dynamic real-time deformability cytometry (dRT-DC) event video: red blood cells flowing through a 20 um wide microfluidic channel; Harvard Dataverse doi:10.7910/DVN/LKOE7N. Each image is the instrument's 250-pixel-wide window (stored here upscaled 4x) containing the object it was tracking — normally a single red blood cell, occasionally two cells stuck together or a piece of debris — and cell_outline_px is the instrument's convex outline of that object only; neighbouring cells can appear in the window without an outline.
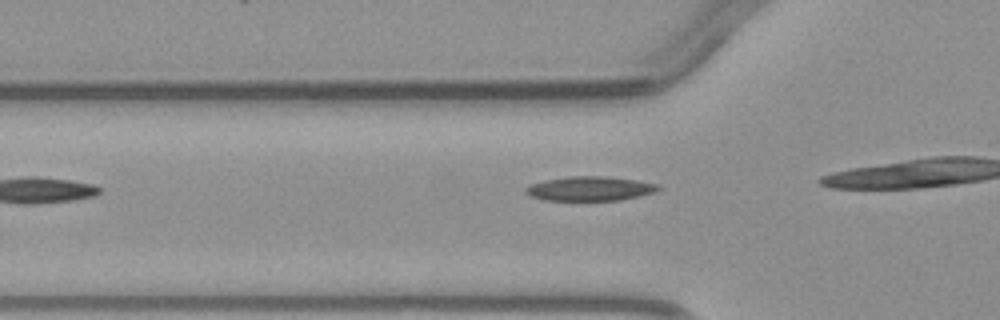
{"species": "common noctule bat (a hibernating species)", "species_latin": "Nyctalus noctula", "temperature_condition": "warm", "stored_images_in_passage": 5, "camera_frame_rate_fps": 3000, "um_per_image_px": 0.085, "animal": {"sex": "male", "body_mass_g": 23.1, "forearm_length_mm": 52.7}, "frame": {"image": 1, "passage_image": 4, "time_ms": 3.667, "image_size_px": [1000, 320], "cell_outline_px": [[660, 188], [656, 192], [620, 200], [544, 200], [532, 196], [524, 192], [524, 188], [532, 184], [544, 180], [568, 176], [604, 176], [636, 180], [660, 184]], "centroid_in_image_um": [50.15, 16.02], "position_along_channel_um": 75.6, "area_um2": 18.79}}